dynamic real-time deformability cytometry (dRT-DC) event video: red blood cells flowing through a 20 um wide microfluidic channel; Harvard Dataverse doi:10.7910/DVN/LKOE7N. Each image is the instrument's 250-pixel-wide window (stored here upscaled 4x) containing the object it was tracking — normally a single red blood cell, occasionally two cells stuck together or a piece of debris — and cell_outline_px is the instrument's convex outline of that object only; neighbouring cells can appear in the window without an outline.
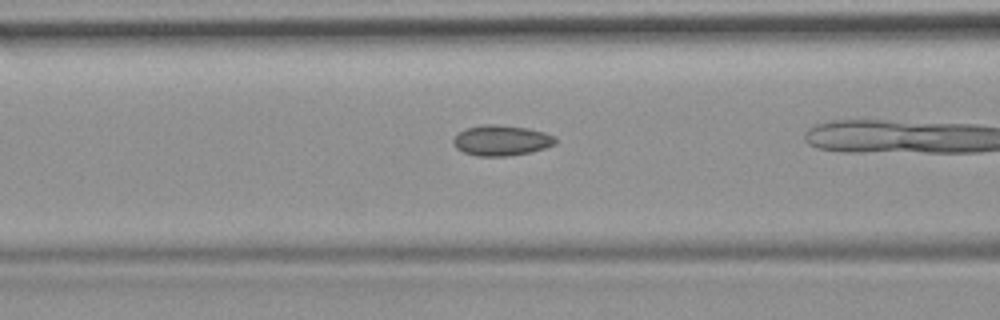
{"species": "common noctule bat (a hibernating species)", "species_latin": "Nyctalus noctula", "temperature_condition": "room temperature", "stored_images_in_passage": 36, "camera_frame_rate_fps": 3000, "um_per_image_px": 0.085, "animal": {"sex": "female", "body_mass_g": 19.9}, "frame": {"image": 1, "passage_image": 16, "time_ms": 5.0, "image_size_px": [1000, 320], "cell_outline_px": [[556, 144], [544, 148], [528, 152], [508, 156], [476, 156], [464, 152], [456, 148], [452, 140], [464, 128], [484, 124], [496, 124], [528, 128], [544, 132], [552, 136], [556, 140]], "centroid_in_image_um": [42.59, 11.93], "position_along_channel_um": 124.0, "area_um2": 18.03}}